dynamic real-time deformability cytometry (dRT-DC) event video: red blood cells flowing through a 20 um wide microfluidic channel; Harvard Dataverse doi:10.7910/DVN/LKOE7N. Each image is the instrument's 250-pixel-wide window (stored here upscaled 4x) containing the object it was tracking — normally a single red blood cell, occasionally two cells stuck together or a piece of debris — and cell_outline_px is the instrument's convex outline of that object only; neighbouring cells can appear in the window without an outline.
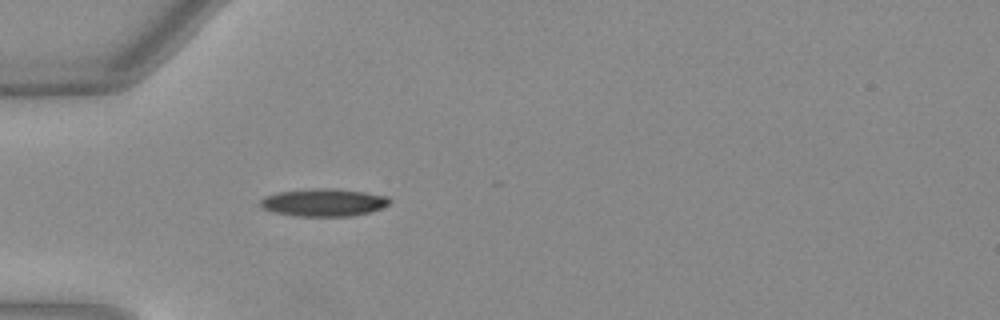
{"species": "Egyptian fruit bat (a non-hibernating species)", "species_latin": "Rousettus aegyptiacus", "temperature_condition": "warm", "stored_images_in_passage": 5, "camera_frame_rate_fps": 3000, "um_per_image_px": 0.085, "animal": {"sex": "female"}, "frame": {"image": 1, "passage_image": 1, "time_ms": 0.0, "image_size_px": [1000, 320], "cell_outline_px": [[392, 200], [388, 204], [380, 208], [368, 212], [352, 216], [296, 216], [272, 212], [264, 208], [260, 204], [260, 200], [264, 196], [280, 192], [320, 188], [328, 188], [364, 192], [388, 196]], "centroid_in_image_um": [27.51, 17.21], "position_along_channel_um": 57.5, "area_um2": 20.58}}
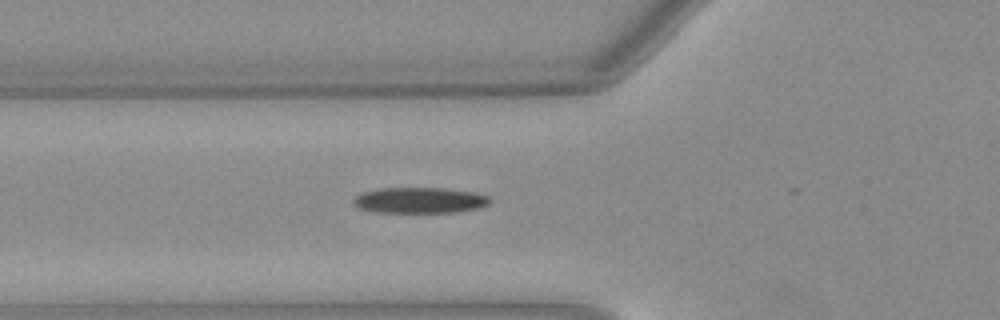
{"frame": {"image": 2, "passage_image": 4, "time_ms": 1.0, "image_size_px": [1000, 320], "cell_outline_px": [[492, 200], [488, 204], [480, 208], [456, 212], [376, 212], [360, 208], [352, 204], [352, 200], [356, 196], [364, 192], [380, 188], [444, 188], [472, 192], [488, 196]], "centroid_in_image_um": [35.68, 17.02], "position_along_channel_um": 90.1, "area_um2": 20.46}}